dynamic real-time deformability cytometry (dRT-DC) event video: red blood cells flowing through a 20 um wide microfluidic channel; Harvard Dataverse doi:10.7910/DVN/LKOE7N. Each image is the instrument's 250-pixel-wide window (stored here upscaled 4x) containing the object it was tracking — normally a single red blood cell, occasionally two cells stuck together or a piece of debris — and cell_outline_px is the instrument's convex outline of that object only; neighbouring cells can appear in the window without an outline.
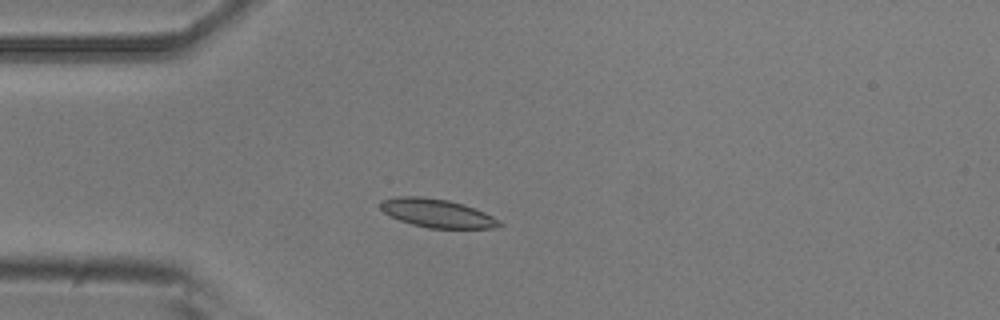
{"species": "common noctule bat (a hibernating species)", "species_latin": "Nyctalus noctula", "temperature_condition": "room temperature", "stored_images_in_passage": 4, "camera_frame_rate_fps": 3000, "um_per_image_px": 0.085, "animal": {"sex": "male", "body_mass_g": 20.5, "forearm_length_mm": 52.5}, "frame": {"image": 1, "passage_image": 3, "time_ms": 0.667, "image_size_px": [1000, 320], "cell_outline_px": [[504, 224], [496, 228], [428, 228], [412, 224], [400, 220], [384, 212], [380, 208], [380, 200], [396, 196], [420, 196], [448, 200], [464, 204], [484, 212], [500, 220]], "centroid_in_image_um": [37.16, 18.11], "position_along_channel_um": 47.8, "area_um2": 19.77}}